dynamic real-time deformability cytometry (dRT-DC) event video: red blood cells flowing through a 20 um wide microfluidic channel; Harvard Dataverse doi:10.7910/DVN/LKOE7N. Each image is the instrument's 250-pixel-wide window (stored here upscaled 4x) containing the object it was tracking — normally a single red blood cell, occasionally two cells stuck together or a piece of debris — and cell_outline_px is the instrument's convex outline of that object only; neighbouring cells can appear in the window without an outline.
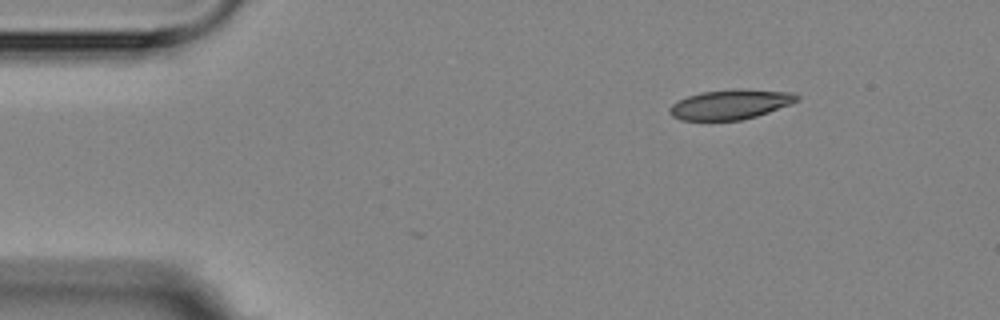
{"species": "Egyptian fruit bat (a non-hibernating species)", "species_latin": "Rousettus aegyptiacus", "temperature_condition": "room temperature", "stored_images_in_passage": 5, "camera_frame_rate_fps": 3000, "um_per_image_px": 0.085, "animal": {"sex": "female"}, "frame": {"image": 1, "passage_image": 1, "time_ms": 0.0, "image_size_px": [1000, 320], "cell_outline_px": [[800, 100], [792, 104], [756, 116], [740, 120], [680, 120], [672, 116], [668, 112], [668, 108], [672, 104], [688, 96], [700, 92], [732, 88], [736, 88], [796, 92], [800, 96]], "centroid_in_image_um": [62.12, 8.86], "position_along_channel_um": 22.9, "area_um2": 22.43}}
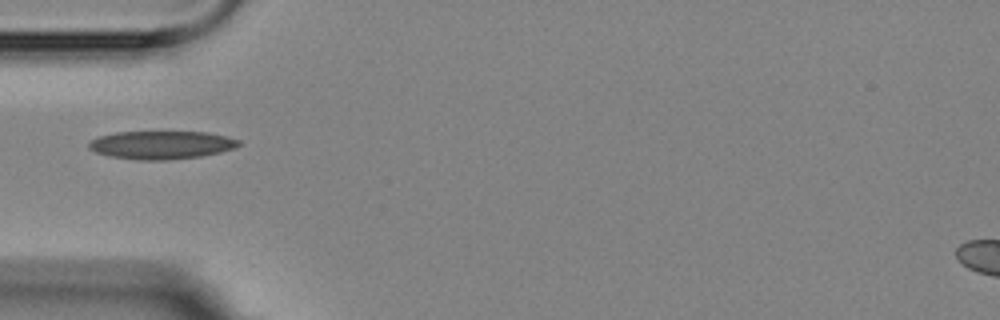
{"frame": {"image": 2, "passage_image": 4, "time_ms": 3.333, "image_size_px": [1000, 320], "cell_outline_px": [[240, 144], [236, 148], [220, 152], [200, 156], [164, 160], [140, 160], [112, 156], [96, 152], [88, 148], [88, 144], [92, 140], [100, 136], [116, 132], [208, 132], [228, 136], [240, 140]], "centroid_in_image_um": [13.76, 12.31], "position_along_channel_um": 71.2, "area_um2": 24.45}}
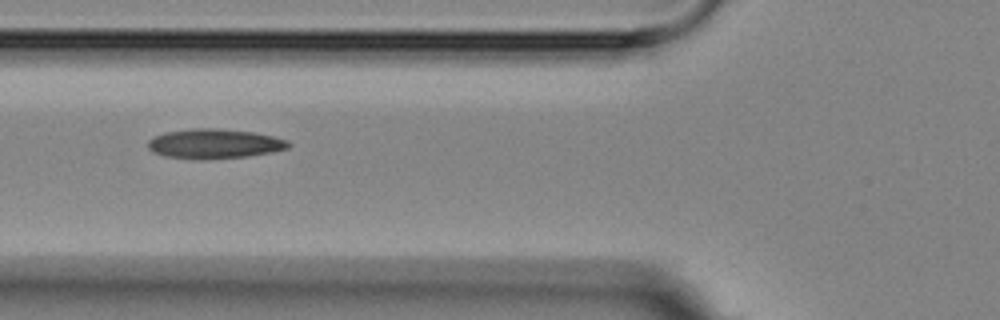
{"frame": {"image": 3, "passage_image": 5, "time_ms": 4.333, "image_size_px": [1000, 320], "cell_outline_px": [[292, 144], [288, 148], [272, 152], [248, 156], [200, 160], [196, 160], [164, 156], [152, 152], [148, 148], [148, 140], [152, 136], [164, 132], [192, 128], [220, 128], [252, 132], [272, 136], [288, 140]], "centroid_in_image_um": [18.18, 12.22], "position_along_channel_um": 107.6, "area_um2": 24.62}}